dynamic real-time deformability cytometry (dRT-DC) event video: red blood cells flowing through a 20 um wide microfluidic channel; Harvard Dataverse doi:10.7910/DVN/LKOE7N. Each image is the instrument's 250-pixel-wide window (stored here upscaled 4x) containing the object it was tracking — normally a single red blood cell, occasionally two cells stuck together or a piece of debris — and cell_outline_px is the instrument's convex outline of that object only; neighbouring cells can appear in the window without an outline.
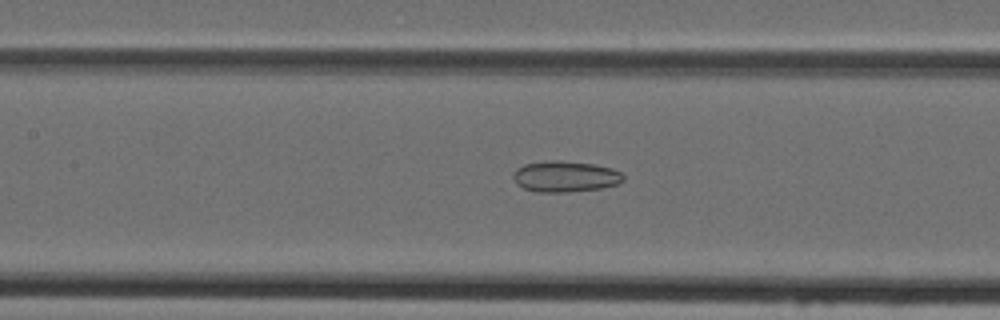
{"species": "Egyptian fruit bat (a non-hibernating species)", "species_latin": "Rousettus aegyptiacus", "temperature_condition": "cold", "stored_images_in_passage": 48, "camera_frame_rate_fps": 3000, "um_per_image_px": 0.085, "animal": {"sex": "female"}, "frame": {"image": 1, "passage_image": 22, "time_ms": 7.0, "image_size_px": [1000, 320], "cell_outline_px": [[624, 180], [616, 184], [600, 188], [568, 192], [536, 192], [524, 188], [516, 184], [512, 176], [512, 172], [516, 168], [524, 164], [548, 160], [560, 160], [596, 164], [612, 168], [620, 172], [624, 176]], "centroid_in_image_um": [48.01, 14.99], "position_along_channel_um": 159.4, "area_um2": 20.11}}
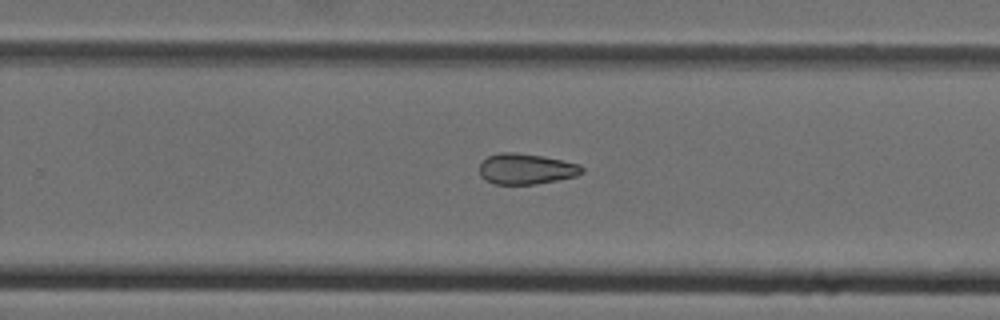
{"frame": {"image": 2, "passage_image": 31, "time_ms": 10.0, "image_size_px": [1000, 320], "cell_outline_px": [[584, 172], [576, 176], [536, 184], [496, 184], [480, 176], [480, 164], [488, 156], [500, 152], [516, 152], [544, 156], [580, 164], [584, 168]], "centroid_in_image_um": [44.75, 14.34], "position_along_channel_um": 285.1, "area_um2": 18.32}}
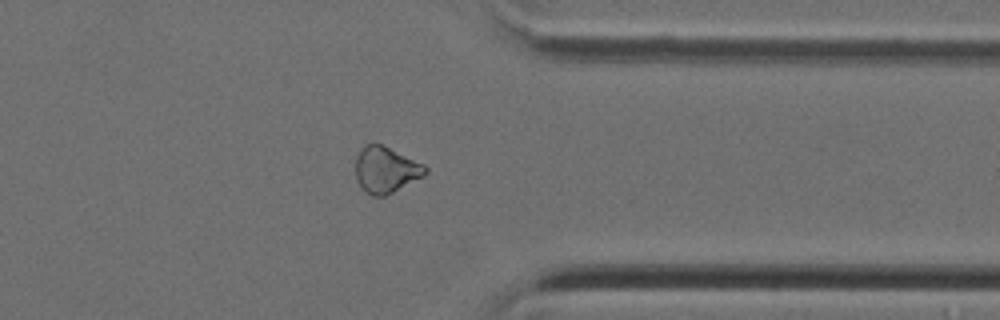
{"frame": {"image": 3, "passage_image": 38, "time_ms": 12.333, "image_size_px": [1000, 320], "cell_outline_px": [[428, 172], [424, 176], [384, 196], [372, 196], [364, 192], [356, 180], [356, 156], [364, 144], [380, 144], [424, 164], [428, 168]], "centroid_in_image_um": [32.78, 14.44], "position_along_channel_um": 378.6, "area_um2": 18.67}}